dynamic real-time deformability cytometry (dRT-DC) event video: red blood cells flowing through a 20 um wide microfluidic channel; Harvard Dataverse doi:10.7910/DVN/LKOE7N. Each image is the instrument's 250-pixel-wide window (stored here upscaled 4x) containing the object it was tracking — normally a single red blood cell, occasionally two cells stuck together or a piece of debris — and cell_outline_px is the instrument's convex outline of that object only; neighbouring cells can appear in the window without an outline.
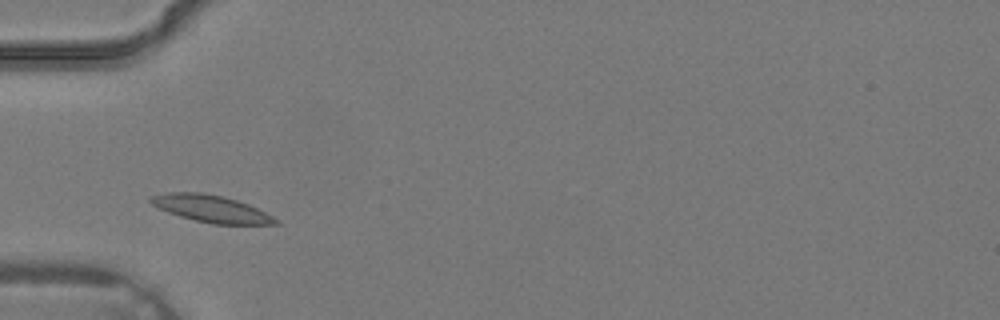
{"species": "common noctule bat (a hibernating species)", "species_latin": "Nyctalus noctula", "temperature_condition": "warm", "stored_images_in_passage": 1, "camera_frame_rate_fps": 3000, "um_per_image_px": 0.085, "animal": {"sex": "male", "body_mass_g": 19.2, "forearm_length_mm": 51.8}, "frame": {"image": 1, "passage_image": 1, "time_ms": 0.0, "image_size_px": [1000, 320], "cell_outline_px": [[280, 224], [212, 224], [180, 216], [168, 212], [152, 204], [148, 200], [148, 196], [168, 192], [200, 192], [224, 196], [248, 204], [280, 220]], "centroid_in_image_um": [17.93, 17.73], "position_along_channel_um": 67.1, "area_um2": 19.59}}